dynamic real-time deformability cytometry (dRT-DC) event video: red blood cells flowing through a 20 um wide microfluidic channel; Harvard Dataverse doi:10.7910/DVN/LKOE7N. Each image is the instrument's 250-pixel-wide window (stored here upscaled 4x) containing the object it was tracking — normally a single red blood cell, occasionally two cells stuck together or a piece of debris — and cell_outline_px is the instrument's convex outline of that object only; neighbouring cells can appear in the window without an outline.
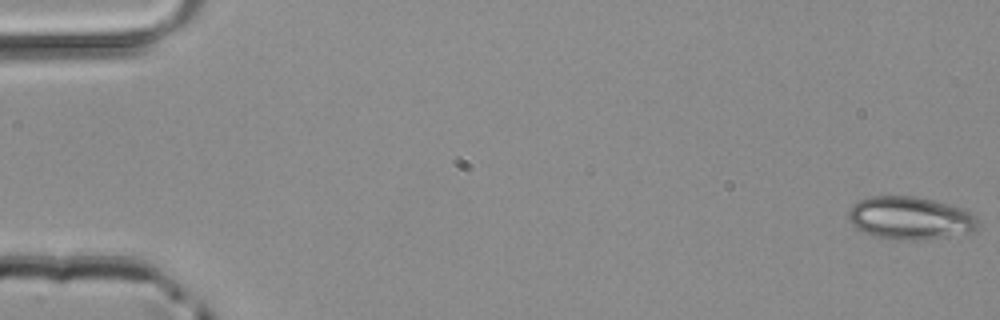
{"species": "common noctule bat (a hibernating species)", "species_latin": "Nyctalus noctula", "temperature_condition": "room temperature", "stored_images_in_passage": 50, "camera_frame_rate_fps": 3000, "um_per_image_px": 0.085, "animal": {"sex": "male", "body_mass_g": 20.4}, "frame": {"image": 1, "passage_image": 1, "time_ms": 0.0, "image_size_px": [1000, 320], "cell_outline_px": [[976, 228], [972, 232], [948, 236], [916, 240], [908, 240], [880, 236], [856, 228], [848, 220], [848, 212], [860, 200], [872, 196], [916, 196], [964, 208], [976, 220]], "centroid_in_image_um": [77.36, 18.52], "position_along_channel_um": 7.6, "area_um2": 31.5}}
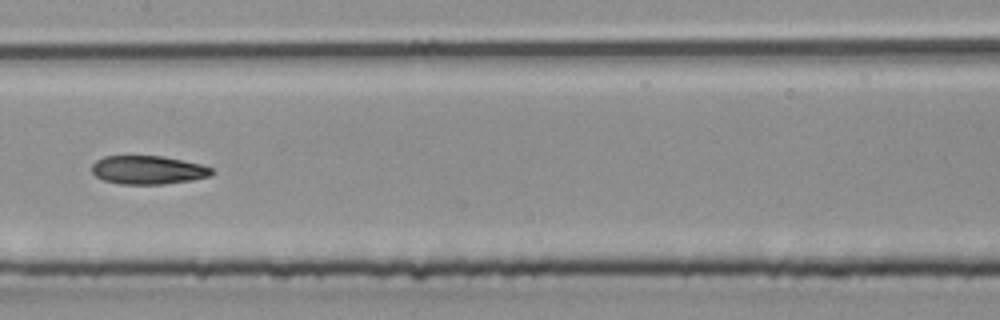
{"frame": {"image": 2, "passage_image": 26, "time_ms": 8.333, "image_size_px": [1000, 320], "cell_outline_px": [[216, 172], [208, 176], [192, 180], [164, 184], [120, 184], [104, 180], [96, 176], [92, 172], [92, 164], [96, 160], [104, 156], [164, 156], [200, 164], [212, 168]], "centroid_in_image_um": [12.58, 14.44], "position_along_channel_um": 194.8, "area_um2": 19.94}}
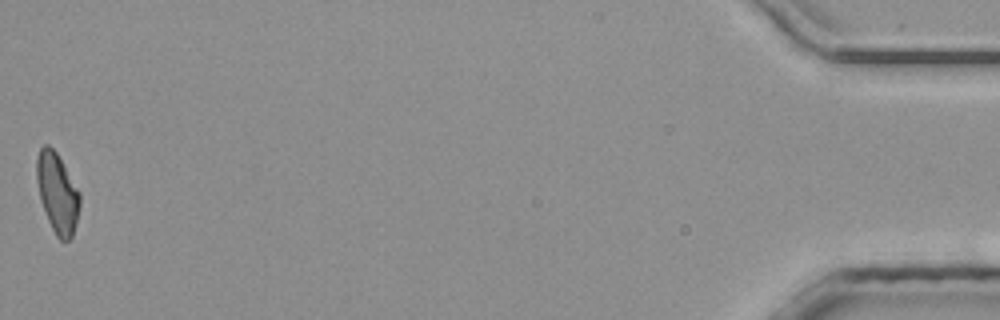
{"frame": {"image": 3, "passage_image": 50, "time_ms": 16.333, "image_size_px": [1000, 320], "cell_outline_px": [[80, 204], [72, 236], [68, 240], [60, 240], [56, 236], [48, 220], [40, 200], [36, 180], [36, 156], [40, 148], [44, 144], [48, 144], [56, 152], [80, 192]], "centroid_in_image_um": [4.85, 16.37], "position_along_channel_um": 430.4, "area_um2": 20.0}}